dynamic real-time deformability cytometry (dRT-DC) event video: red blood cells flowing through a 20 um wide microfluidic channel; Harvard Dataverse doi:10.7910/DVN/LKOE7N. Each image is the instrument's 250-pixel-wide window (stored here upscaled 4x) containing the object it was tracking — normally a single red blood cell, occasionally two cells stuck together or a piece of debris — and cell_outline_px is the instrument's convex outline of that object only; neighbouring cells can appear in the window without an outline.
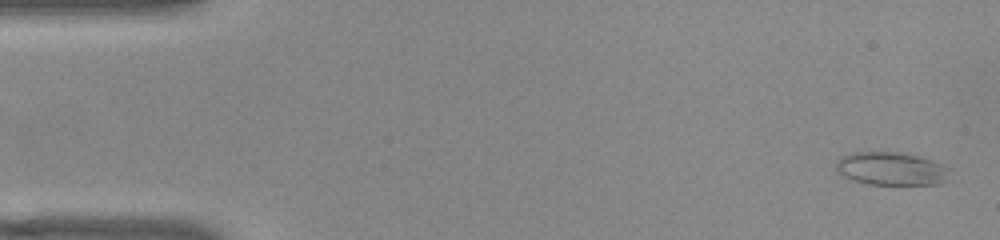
{"species": "common noctule bat (a hibernating species)", "species_latin": "Nyctalus noctula", "temperature_condition": "warm", "stored_images_in_passage": 53, "camera_frame_rate_fps": 3000, "um_per_image_px": 0.085, "animal": {"sex": "female", "body_mass_g": 22.0, "forearm_length_mm": 56.7}, "frame": {"image": 1, "passage_image": 2, "time_ms": 0.333, "image_size_px": [1000, 240], "cell_outline_px": [[948, 168], [944, 180], [940, 184], [868, 184], [852, 180], [844, 176], [836, 168], [836, 160], [840, 156], [852, 152], [896, 152], [916, 156], [940, 164]], "centroid_in_image_um": [75.66, 14.34], "position_along_channel_um": 9.3, "area_um2": 21.44}}
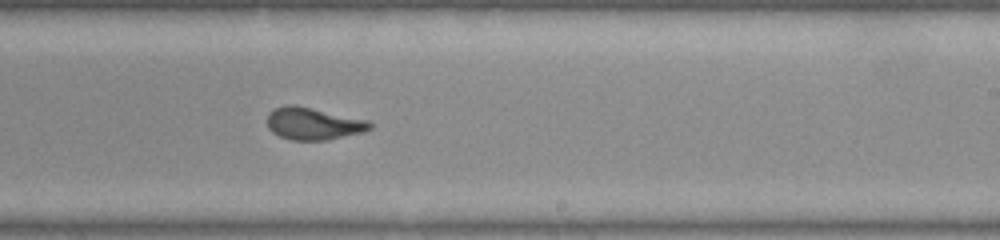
{"frame": {"image": 2, "passage_image": 32, "time_ms": 10.333, "image_size_px": [1000, 240], "cell_outline_px": [[372, 128], [364, 132], [328, 140], [292, 140], [280, 136], [272, 132], [268, 128], [268, 112], [276, 108], [288, 104], [292, 104], [312, 108], [368, 120], [372, 124]], "centroid_in_image_um": [26.64, 10.51], "position_along_channel_um": 262.4, "area_um2": 19.25}}
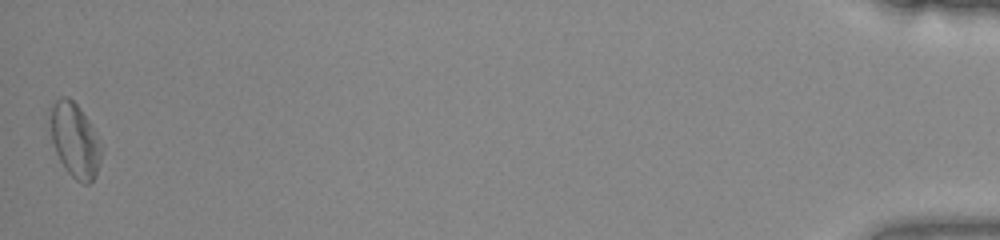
{"frame": {"image": 3, "passage_image": 53, "time_ms": 17.333, "image_size_px": [1000, 240], "cell_outline_px": [[100, 160], [96, 176], [88, 184], [84, 184], [76, 180], [64, 168], [56, 152], [52, 140], [52, 104], [60, 96], [68, 96], [80, 108], [88, 120], [92, 128], [100, 148]], "centroid_in_image_um": [6.36, 11.94], "position_along_channel_um": 428.8, "area_um2": 21.33}, "authors_computed_cell_mechanics": {"area_um2": 19.7098, "velocity_mm_per_s": 3.8098, "shape_relaxation_time_tau1_ms": 6.3023, "shape_relaxation_time_tau2_ms": 1.8018, "deformation_change_tau1": 0.1581, "deformation_change_tau2": 0.0844}}